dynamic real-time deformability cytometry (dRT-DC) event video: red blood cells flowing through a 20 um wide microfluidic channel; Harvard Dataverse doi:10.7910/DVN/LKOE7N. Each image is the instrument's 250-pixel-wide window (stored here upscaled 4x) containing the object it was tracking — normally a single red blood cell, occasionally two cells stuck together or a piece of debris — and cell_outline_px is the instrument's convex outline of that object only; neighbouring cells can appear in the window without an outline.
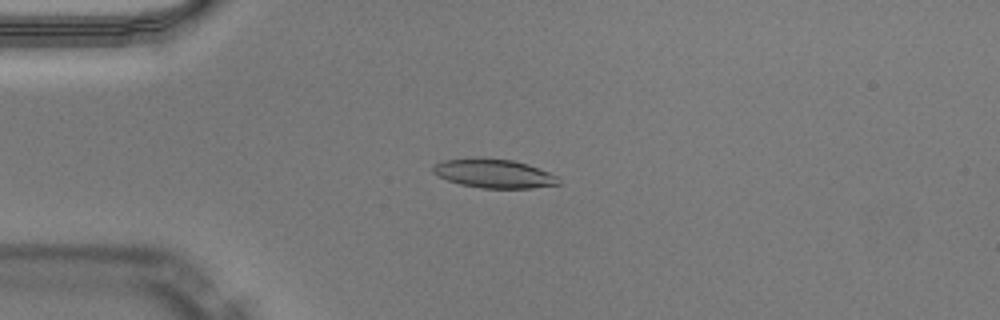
{"species": "Egyptian fruit bat (a non-hibernating species)", "species_latin": "Rousettus aegyptiacus", "temperature_condition": "warm", "stored_images_in_passage": 48, "camera_frame_rate_fps": 3000, "um_per_image_px": 0.085, "animal": {"sex": "male"}, "frame": {"image": 1, "passage_image": 11, "time_ms": 3.333, "image_size_px": [1000, 320], "cell_outline_px": [[560, 184], [532, 188], [480, 188], [460, 184], [448, 180], [432, 172], [432, 168], [436, 164], [444, 160], [512, 160], [528, 164], [548, 172], [556, 176]], "centroid_in_image_um": [42.02, 14.79], "position_along_channel_um": 43.0, "area_um2": 20.23}}
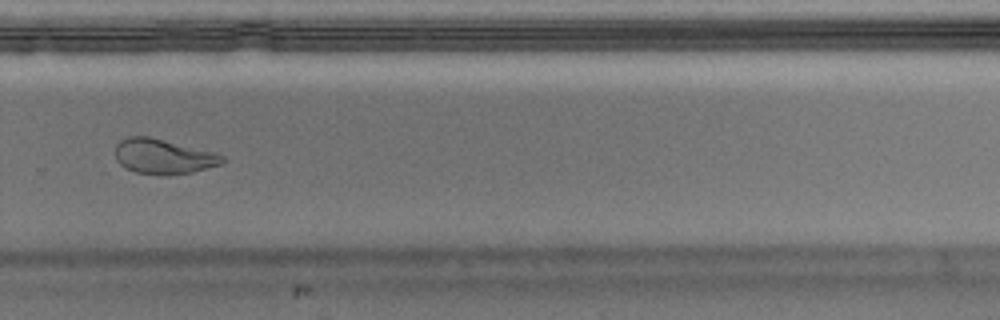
{"frame": {"image": 2, "passage_image": 33, "time_ms": 10.667, "image_size_px": [1000, 320], "cell_outline_px": [[224, 160], [220, 164], [192, 172], [164, 176], [136, 172], [120, 164], [116, 160], [116, 144], [120, 140], [128, 136], [148, 136], [212, 152], [224, 156]], "centroid_in_image_um": [13.84, 13.3], "position_along_channel_um": 316.0, "area_um2": 21.5}}
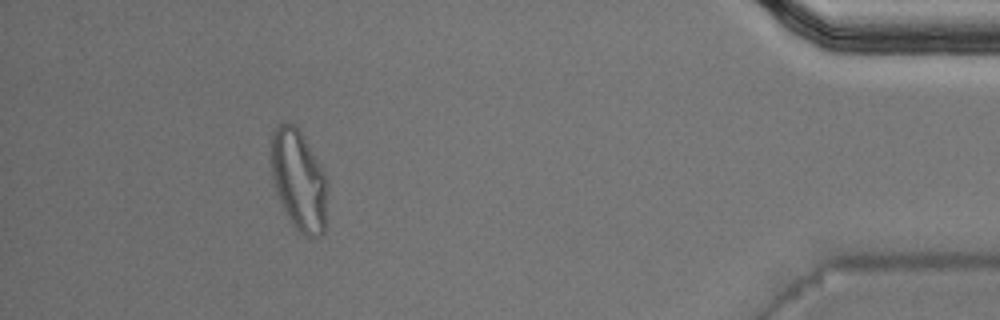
{"frame": {"image": 3, "passage_image": 44, "time_ms": 14.333, "image_size_px": [1000, 320], "cell_outline_px": [[328, 184], [324, 232], [320, 236], [304, 236], [292, 224], [280, 200], [272, 176], [268, 152], [272, 132], [280, 124], [296, 124], [324, 172], [328, 180]], "centroid_in_image_um": [25.38, 15.29], "position_along_channel_um": 409.8, "area_um2": 33.12}, "authors_computed_cell_mechanics": {"area_um2": 21.4438, "velocity_mm_per_s": 4.0351, "shape_relaxation_time_tau1_ms": 5.3613, "shape_relaxation_time_tau2_ms": 1.4903, "deformation_change_tau1": 0.2211, "deformation_change_tau2": 0.0904}}